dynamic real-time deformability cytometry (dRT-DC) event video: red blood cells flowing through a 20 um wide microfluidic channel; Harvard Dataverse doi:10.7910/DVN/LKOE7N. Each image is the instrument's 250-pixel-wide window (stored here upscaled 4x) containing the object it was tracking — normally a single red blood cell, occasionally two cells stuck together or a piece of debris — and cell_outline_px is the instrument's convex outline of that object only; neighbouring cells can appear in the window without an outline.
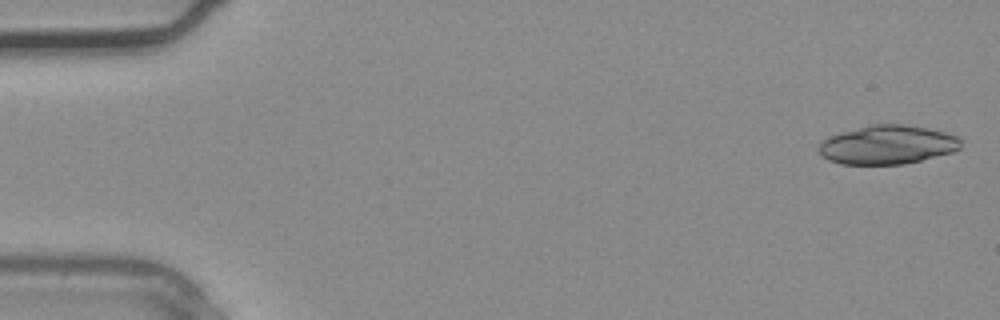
{"species": "common noctule bat (a hibernating species)", "species_latin": "Nyctalus noctula", "temperature_condition": "warm", "stored_images_in_passage": 17, "camera_frame_rate_fps": 3000, "um_per_image_px": 0.085, "animal": {"sex": "male", "body_mass_g": 20.4}, "frame": {"image": 1, "passage_image": 1, "time_ms": 0.0, "image_size_px": [1000, 320], "cell_outline_px": [[960, 148], [952, 152], [904, 164], [840, 164], [828, 160], [820, 156], [816, 148], [828, 136], [872, 124], [904, 124], [928, 128], [944, 132], [956, 136], [960, 140]], "centroid_in_image_um": [75.39, 12.31], "position_along_channel_um": 9.6, "area_um2": 32.08}}